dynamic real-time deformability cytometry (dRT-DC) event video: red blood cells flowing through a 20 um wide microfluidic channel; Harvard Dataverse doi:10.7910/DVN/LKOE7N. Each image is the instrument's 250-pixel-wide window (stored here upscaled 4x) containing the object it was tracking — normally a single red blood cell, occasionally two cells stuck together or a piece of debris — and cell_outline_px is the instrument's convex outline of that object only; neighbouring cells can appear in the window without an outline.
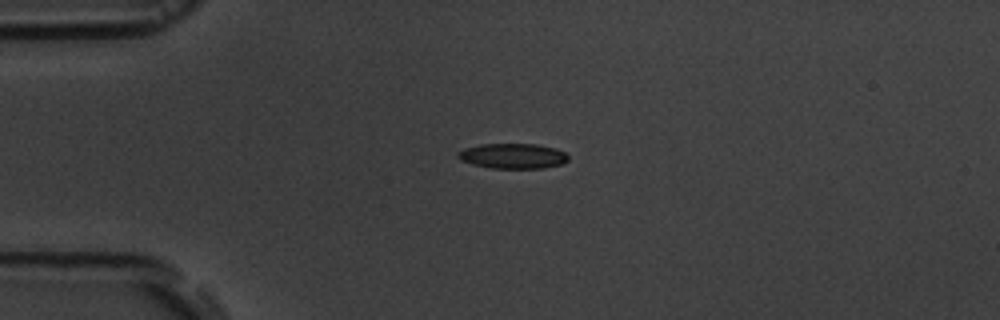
{"species": "common noctule bat (a hibernating species)", "species_latin": "Nyctalus noctula", "temperature_condition": "room temperature", "stored_images_in_passage": 5, "camera_frame_rate_fps": 3000, "um_per_image_px": 0.085, "animal": {"sex": "male", "body_mass_g": 19.5, "forearm_length_mm": 54.6}, "frame": {"image": 1, "passage_image": 4, "time_ms": 3.333, "image_size_px": [1000, 320], "cell_outline_px": [[568, 160], [560, 164], [544, 168], [492, 168], [472, 164], [460, 160], [456, 156], [456, 152], [464, 148], [480, 144], [536, 144], [556, 148], [564, 152], [568, 156]], "centroid_in_image_um": [43.55, 13.25], "position_along_channel_um": 41.4, "area_um2": 16.24}}